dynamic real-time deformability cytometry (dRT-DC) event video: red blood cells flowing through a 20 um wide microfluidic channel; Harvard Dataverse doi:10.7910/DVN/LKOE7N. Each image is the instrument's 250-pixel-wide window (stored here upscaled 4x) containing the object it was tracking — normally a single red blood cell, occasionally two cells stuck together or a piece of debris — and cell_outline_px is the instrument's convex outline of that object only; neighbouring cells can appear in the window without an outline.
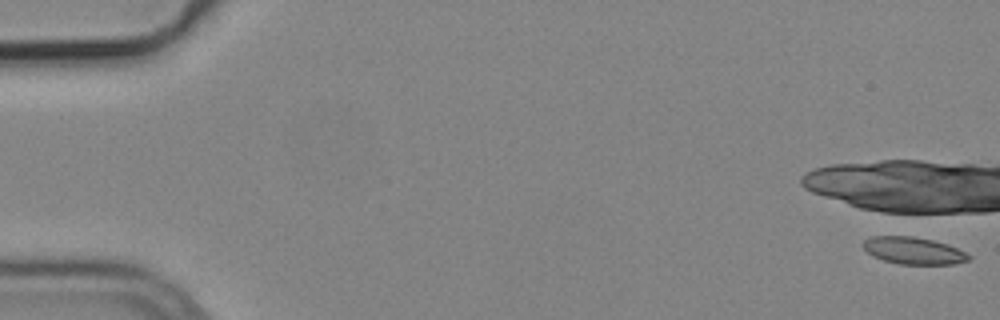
{"species": "common noctule bat (a hibernating species)", "species_latin": "Nyctalus noctula", "temperature_condition": "cold", "stored_images_in_passage": 2, "camera_frame_rate_fps": 3000, "um_per_image_px": 0.085, "animal": {"sex": "male", "body_mass_g": 19.2, "forearm_length_mm": 51.8}, "frame": {"image": 1, "passage_image": 1, "time_ms": 0.0, "image_size_px": [1000, 320], "cell_outline_px": [[972, 256], [968, 260], [952, 264], [900, 264], [884, 260], [872, 256], [860, 244], [864, 240], [872, 236], [912, 236], [932, 240], [956, 248]], "centroid_in_image_um": [77.59, 21.3], "position_along_channel_um": 7.4, "area_um2": 16.47}}